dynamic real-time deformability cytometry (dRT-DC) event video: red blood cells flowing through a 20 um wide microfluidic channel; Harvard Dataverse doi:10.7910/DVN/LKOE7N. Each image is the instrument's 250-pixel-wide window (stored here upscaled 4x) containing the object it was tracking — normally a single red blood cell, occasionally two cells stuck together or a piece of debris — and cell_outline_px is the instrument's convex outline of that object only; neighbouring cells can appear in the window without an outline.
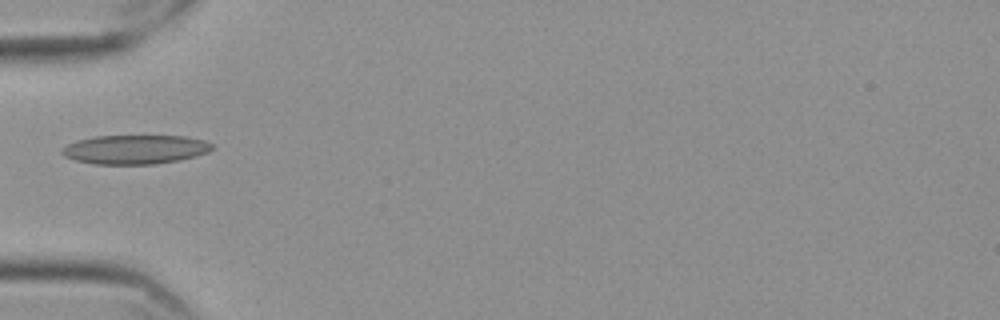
{"species": "Egyptian fruit bat (a non-hibernating species)", "species_latin": "Rousettus aegyptiacus", "temperature_condition": "cold", "stored_images_in_passage": 39, "camera_frame_rate_fps": 3000, "um_per_image_px": 0.085, "frame": {"image": 1, "passage_image": 1, "time_ms": 0.0, "image_size_px": [1000, 320], "cell_outline_px": [[212, 148], [208, 152], [196, 156], [176, 160], [152, 164], [92, 164], [76, 160], [64, 156], [60, 152], [60, 148], [76, 140], [96, 136], [184, 136], [204, 140], [212, 144]], "centroid_in_image_um": [11.43, 12.7], "position_along_channel_um": 73.6, "area_um2": 25.37}}
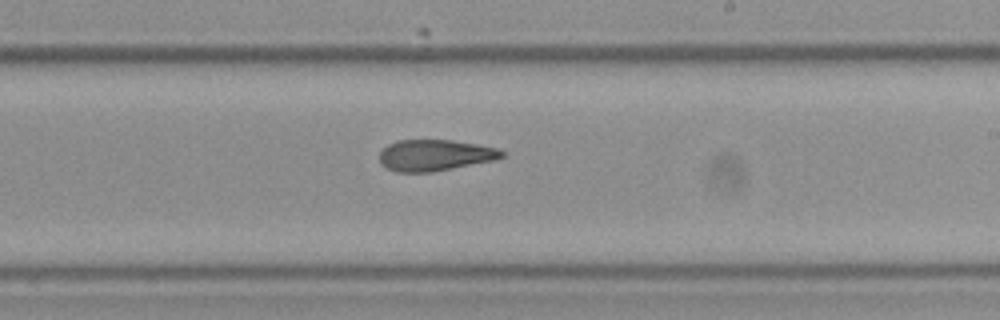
{"frame": {"image": 2, "passage_image": 16, "time_ms": 5.0, "image_size_px": [1000, 320], "cell_outline_px": [[504, 156], [496, 160], [432, 172], [396, 172], [380, 164], [380, 152], [388, 144], [396, 140], [452, 140], [500, 148], [504, 152]], "centroid_in_image_um": [36.98, 13.19], "position_along_channel_um": 252.0, "area_um2": 22.37}}
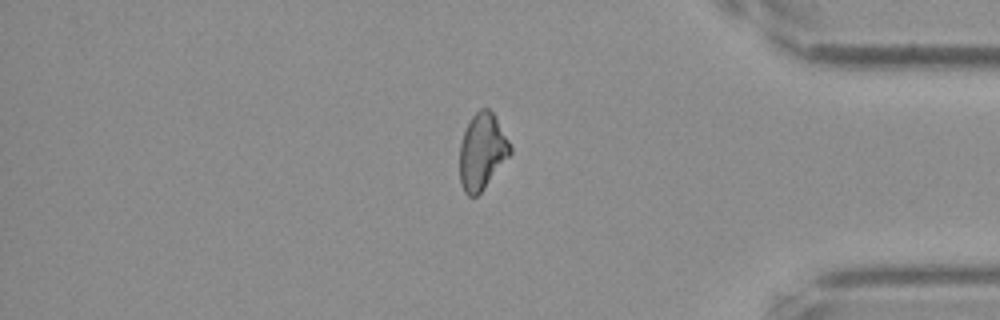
{"frame": {"image": 3, "passage_image": 30, "time_ms": 9.667, "image_size_px": [1000, 320], "cell_outline_px": [[512, 152], [484, 188], [476, 196], [468, 196], [464, 192], [460, 184], [460, 144], [464, 132], [472, 116], [480, 108], [488, 108], [496, 116], [512, 148]], "centroid_in_image_um": [40.97, 12.87], "position_along_channel_um": 394.2, "area_um2": 22.25}, "authors_computed_cell_mechanics": {"area_um2": 23.0622, "velocity_mm_per_s": 3.5493, "shape_relaxation_time_tau1_ms": null, "shape_relaxation_time_tau2_ms": 3.8944, "deformation_change_tau1": null, "deformation_change_tau2": 0.1064}}